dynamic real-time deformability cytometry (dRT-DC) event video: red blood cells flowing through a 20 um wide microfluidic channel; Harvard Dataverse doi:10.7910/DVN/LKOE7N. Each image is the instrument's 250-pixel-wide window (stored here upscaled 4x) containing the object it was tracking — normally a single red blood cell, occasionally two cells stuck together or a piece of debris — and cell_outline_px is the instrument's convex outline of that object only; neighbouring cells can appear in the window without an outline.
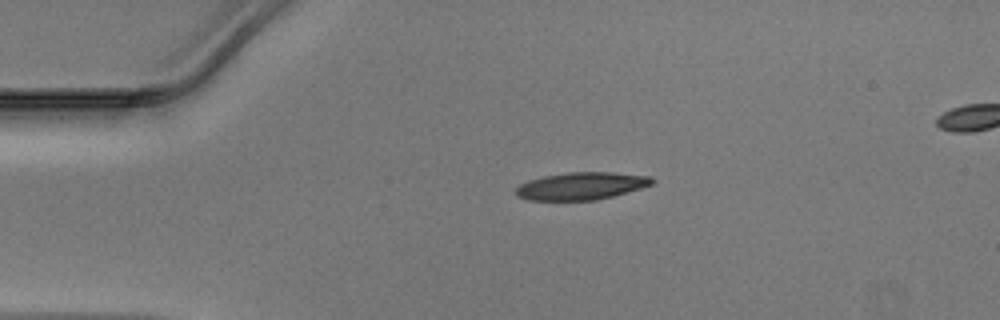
{"species": "Egyptian fruit bat (a non-hibernating species)", "species_latin": "Rousettus aegyptiacus", "temperature_condition": "warm", "stored_images_in_passage": 40, "segment_of_instrument_passage": [1, 2], "camera_frame_rate_fps": 3000, "um_per_image_px": 0.085, "animal": {"sex": "male"}, "frame": {"image": 1, "passage_image": 1, "time_ms": 0.0, "image_size_px": [1000, 320], "cell_outline_px": [[656, 180], [652, 184], [640, 188], [612, 196], [596, 200], [528, 200], [516, 196], [516, 188], [520, 184], [528, 180], [544, 176], [568, 172], [612, 172], [652, 176]], "centroid_in_image_um": [49.41, 15.8], "position_along_channel_um": 35.6, "area_um2": 21.79}}
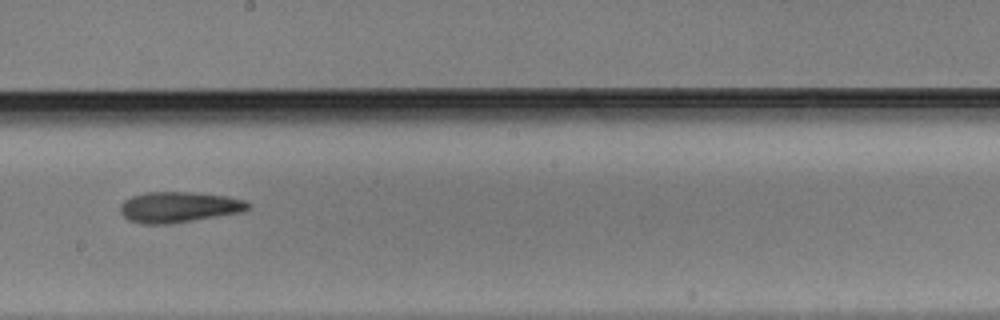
{"frame": {"image": 2, "passage_image": 18, "time_ms": 5.667, "image_size_px": [1000, 320], "cell_outline_px": [[252, 208], [244, 212], [172, 224], [140, 224], [128, 220], [120, 212], [120, 204], [124, 200], [132, 196], [144, 192], [192, 192], [228, 196], [248, 200], [252, 204]], "centroid_in_image_um": [15.26, 17.61], "position_along_channel_um": 232.9, "area_um2": 23.47}}
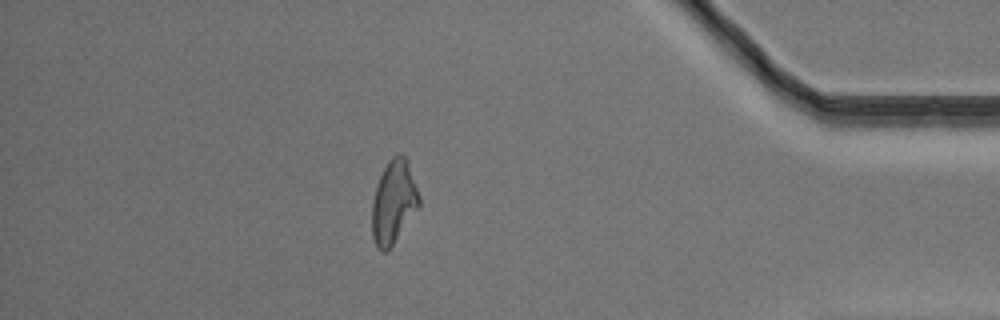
{"frame": {"image": 3, "passage_image": 33, "time_ms": 10.667, "image_size_px": [1000, 320], "cell_outline_px": [[420, 204], [392, 244], [384, 252], [380, 252], [372, 236], [372, 200], [376, 184], [384, 168], [392, 156], [400, 152], [408, 160], [420, 196]], "centroid_in_image_um": [33.45, 17.12], "position_along_channel_um": 401.8, "area_um2": 22.6}}